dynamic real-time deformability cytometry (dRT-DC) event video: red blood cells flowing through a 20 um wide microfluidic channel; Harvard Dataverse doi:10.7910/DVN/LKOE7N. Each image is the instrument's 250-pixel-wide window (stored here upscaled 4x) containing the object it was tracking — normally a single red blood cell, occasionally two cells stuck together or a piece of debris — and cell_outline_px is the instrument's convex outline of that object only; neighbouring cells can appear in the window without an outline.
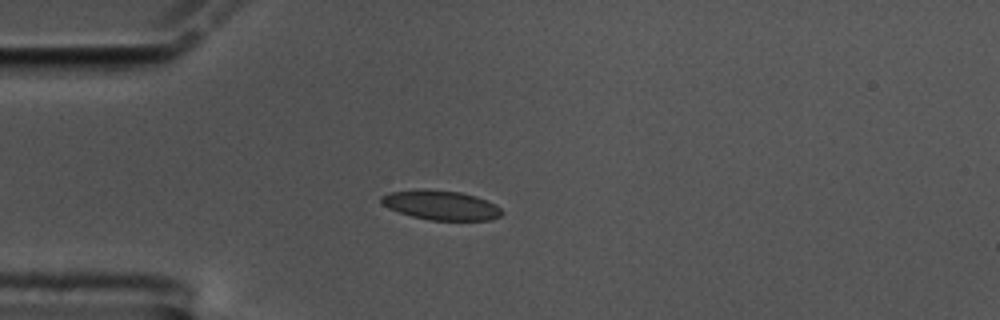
{"species": "common noctule bat (a hibernating species)", "species_latin": "Nyctalus noctula", "temperature_condition": "cold", "stored_images_in_passage": 44, "camera_frame_rate_fps": 3000, "um_per_image_px": 0.085, "animal": {"sex": "male", "body_mass_g": 17.5, "forearm_length_mm": 52.3}, "frame": {"image": 1, "passage_image": 1, "time_ms": 0.0, "image_size_px": [1000, 320], "cell_outline_px": [[504, 212], [500, 216], [492, 220], [428, 220], [412, 216], [388, 208], [380, 200], [380, 196], [388, 192], [424, 188], [460, 192], [476, 196], [496, 204]], "centroid_in_image_um": [37.48, 17.43], "position_along_channel_um": 47.5, "area_um2": 20.87}}
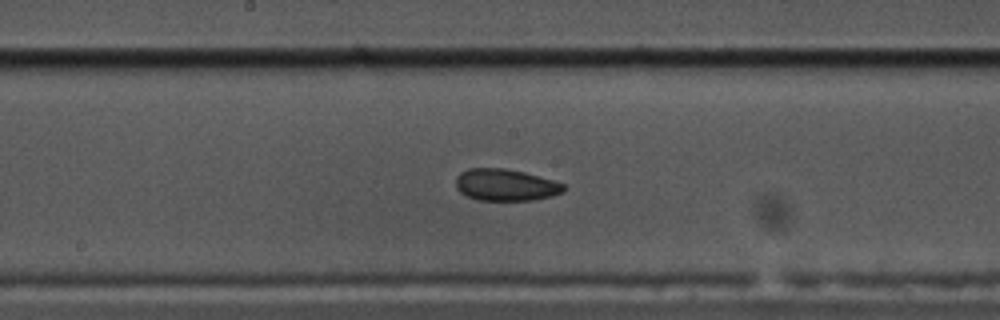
{"frame": {"image": 2, "passage_image": 16, "time_ms": 5.0, "image_size_px": [1000, 320], "cell_outline_px": [[564, 192], [552, 196], [532, 200], [476, 200], [460, 192], [456, 188], [456, 176], [460, 172], [468, 168], [504, 168], [524, 172], [552, 180], [564, 184]], "centroid_in_image_um": [42.95, 15.72], "position_along_channel_um": 205.3, "area_um2": 20.0}}
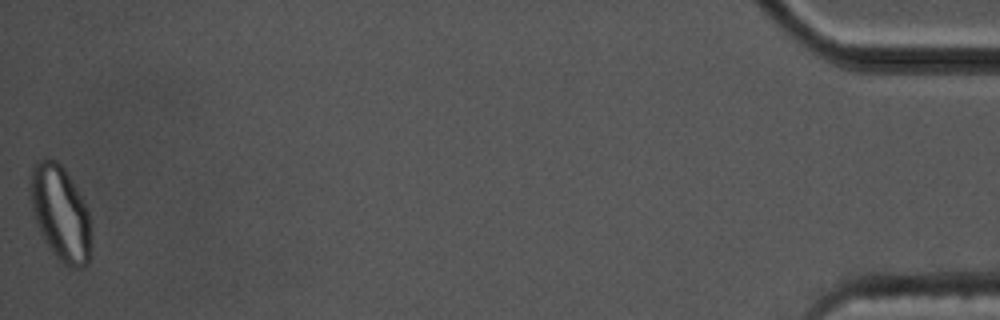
{"frame": {"image": 3, "passage_image": 44, "time_ms": 14.333, "image_size_px": [1000, 320], "cell_outline_px": [[88, 264], [84, 268], [68, 268], [52, 252], [44, 240], [40, 232], [32, 208], [28, 188], [32, 168], [44, 156], [56, 160], [64, 168], [80, 196], [88, 212]], "centroid_in_image_um": [5.07, 18.09], "position_along_channel_um": 430.1, "area_um2": 33.0}, "authors_computed_cell_mechanics": {"area_um2": 20.4901, "velocity_mm_per_s": 3.4399, "shape_relaxation_time_tau1_ms": 8.0335, "shape_relaxation_time_tau2_ms": 3.3262, "deformation_change_tau1": 0.1161, "deformation_change_tau2": 0.0721}}